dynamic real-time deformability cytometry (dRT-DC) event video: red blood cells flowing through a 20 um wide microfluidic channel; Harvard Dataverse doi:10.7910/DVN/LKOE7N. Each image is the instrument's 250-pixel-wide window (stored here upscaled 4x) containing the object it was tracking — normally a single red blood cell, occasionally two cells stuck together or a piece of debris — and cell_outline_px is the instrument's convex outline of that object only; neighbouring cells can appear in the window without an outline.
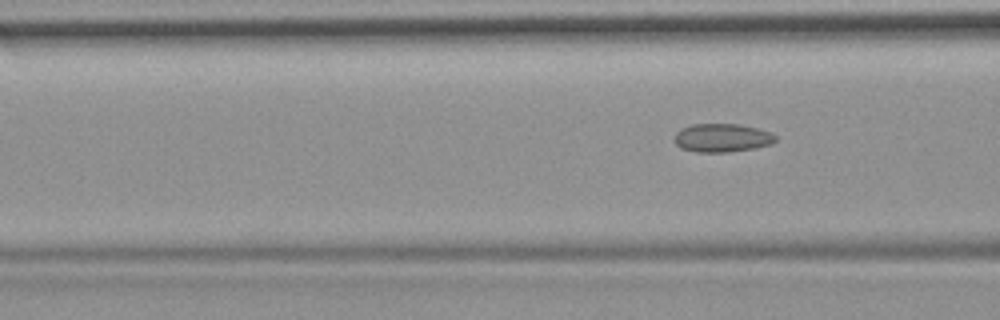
{"species": "common noctule bat (a hibernating species)", "species_latin": "Nyctalus noctula", "temperature_condition": "room temperature", "stored_images_in_passage": 6, "camera_frame_rate_fps": 3000, "um_per_image_px": 0.085, "animal": {"sex": "female", "body_mass_g": 19.9}, "frame": {"image": 1, "passage_image": 6, "time_ms": 1.667, "image_size_px": [1000, 320], "cell_outline_px": [[776, 140], [772, 144], [756, 148], [728, 152], [696, 152], [680, 148], [676, 144], [676, 132], [680, 128], [692, 124], [740, 124], [772, 132], [776, 136]], "centroid_in_image_um": [61.4, 11.72], "position_along_channel_um": 105.2, "area_um2": 16.88}}